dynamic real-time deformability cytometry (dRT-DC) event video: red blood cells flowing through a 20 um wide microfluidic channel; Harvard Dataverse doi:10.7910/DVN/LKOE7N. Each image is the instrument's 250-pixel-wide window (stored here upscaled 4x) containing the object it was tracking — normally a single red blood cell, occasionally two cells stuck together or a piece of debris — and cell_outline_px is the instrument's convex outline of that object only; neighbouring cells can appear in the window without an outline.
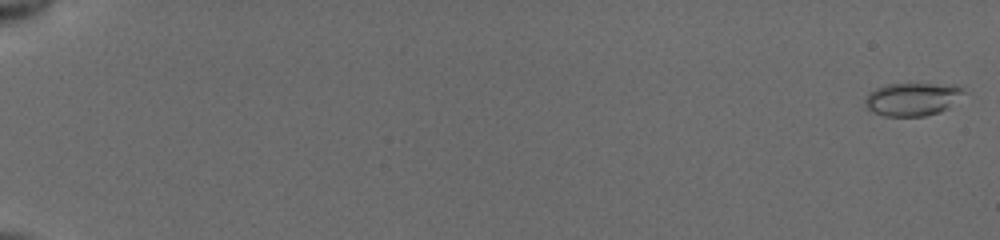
{"species": "common noctule bat (a hibernating species)", "species_latin": "Nyctalus noctula", "temperature_condition": "cold", "stored_images_in_passage": 12, "camera_frame_rate_fps": 3000, "um_per_image_px": 0.085, "animal": {"sex": "female", "body_mass_g": 19.5, "forearm_length_mm": 54.1}, "frame": {"image": 1, "passage_image": 1, "time_ms": 0.0, "image_size_px": [1000, 240], "cell_outline_px": [[964, 92], [948, 108], [940, 112], [924, 116], [884, 116], [868, 108], [864, 100], [868, 92], [876, 88], [888, 84], [956, 84], [964, 88]], "centroid_in_image_um": [77.56, 8.42], "position_along_channel_um": 7.4, "area_um2": 18.9}}